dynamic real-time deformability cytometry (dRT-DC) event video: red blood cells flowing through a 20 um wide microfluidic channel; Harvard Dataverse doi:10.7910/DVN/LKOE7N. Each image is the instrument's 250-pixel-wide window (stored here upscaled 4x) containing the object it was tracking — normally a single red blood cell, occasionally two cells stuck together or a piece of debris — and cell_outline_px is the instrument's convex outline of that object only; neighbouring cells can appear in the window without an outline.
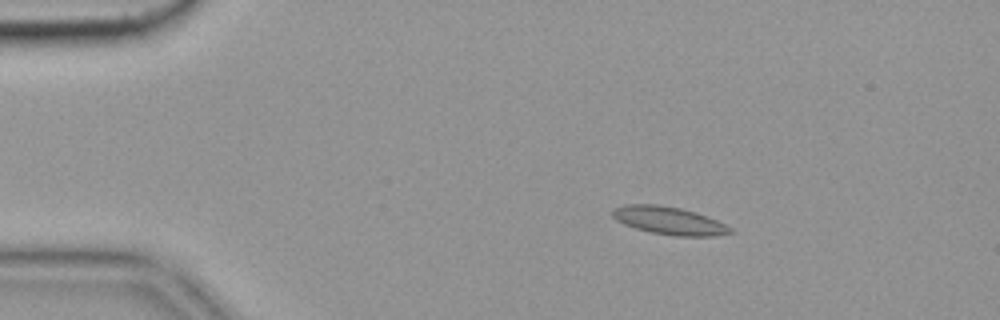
{"species": "common noctule bat (a hibernating species)", "species_latin": "Nyctalus noctula", "temperature_condition": "cold", "stored_images_in_passage": 57, "camera_frame_rate_fps": 3000, "um_per_image_px": 0.085, "animal": {"sex": "female", "body_mass_g": 19.9}, "frame": {"image": 1, "passage_image": 9, "time_ms": 2.667, "image_size_px": [1000, 320], "cell_outline_px": [[736, 232], [712, 236], [676, 236], [652, 232], [636, 228], [624, 224], [616, 220], [612, 216], [612, 208], [624, 204], [656, 204], [680, 208], [696, 212], [716, 220], [732, 228]], "centroid_in_image_um": [56.85, 18.74], "position_along_channel_um": 28.1, "area_um2": 19.07}}
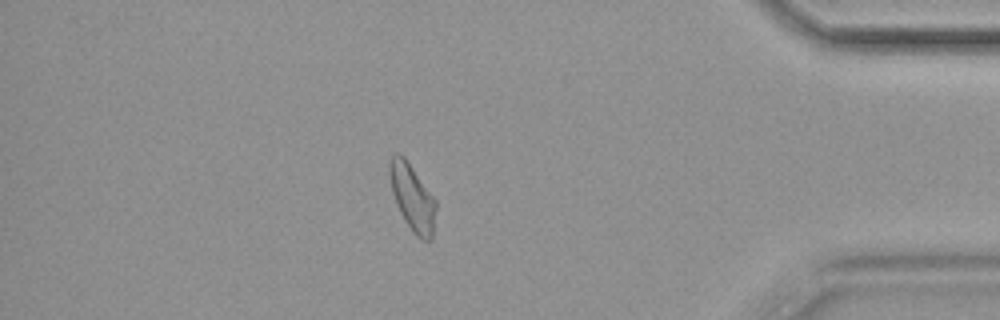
{"frame": {"image": 2, "passage_image": 49, "time_ms": 16.0, "image_size_px": [1000, 320], "cell_outline_px": [[436, 208], [432, 240], [420, 240], [412, 232], [404, 220], [396, 204], [392, 192], [388, 172], [388, 164], [392, 156], [396, 152], [404, 156], [436, 200]], "centroid_in_image_um": [35.04, 16.8], "position_along_channel_um": 400.2, "area_um2": 18.09}, "authors_computed_cell_mechanics": {"area_um2": 18.0914, "velocity_mm_per_s": 3.5229, "shape_relaxation_time_tau1_ms": null, "shape_relaxation_time_tau2_ms": 4.0547, "deformation_change_tau1": null, "deformation_change_tau2": 0.0922}}